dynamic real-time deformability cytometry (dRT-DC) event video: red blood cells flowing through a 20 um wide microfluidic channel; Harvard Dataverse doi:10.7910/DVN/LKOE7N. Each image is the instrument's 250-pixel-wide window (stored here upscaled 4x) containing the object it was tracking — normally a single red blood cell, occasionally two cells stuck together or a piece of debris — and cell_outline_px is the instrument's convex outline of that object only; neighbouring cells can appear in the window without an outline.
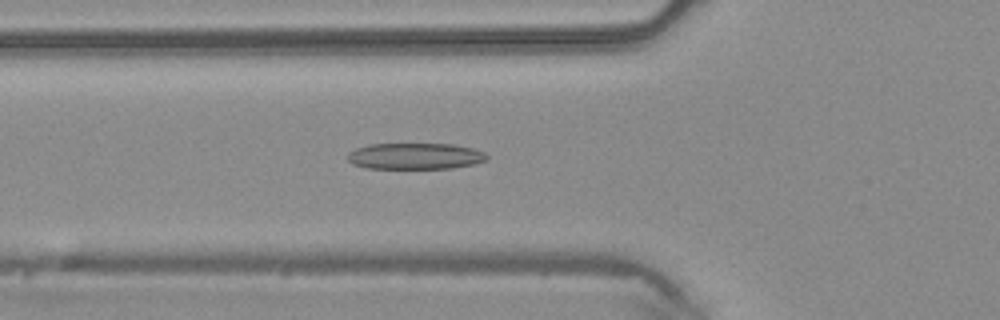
{"species": "common noctule bat (a hibernating species)", "species_latin": "Nyctalus noctula", "temperature_condition": "warm", "stored_images_in_passage": 40, "camera_frame_rate_fps": 3000, "um_per_image_px": 0.085, "animal": {"sex": "male", "body_mass_g": 20.4}, "frame": {"image": 1, "passage_image": 10, "time_ms": 3.0, "image_size_px": [1000, 320], "cell_outline_px": [[488, 160], [472, 164], [452, 168], [364, 168], [352, 164], [348, 160], [348, 152], [356, 148], [368, 144], [452, 144], [472, 148], [484, 152], [488, 156]], "centroid_in_image_um": [35.26, 13.27], "position_along_channel_um": 90.5, "area_um2": 21.33}}
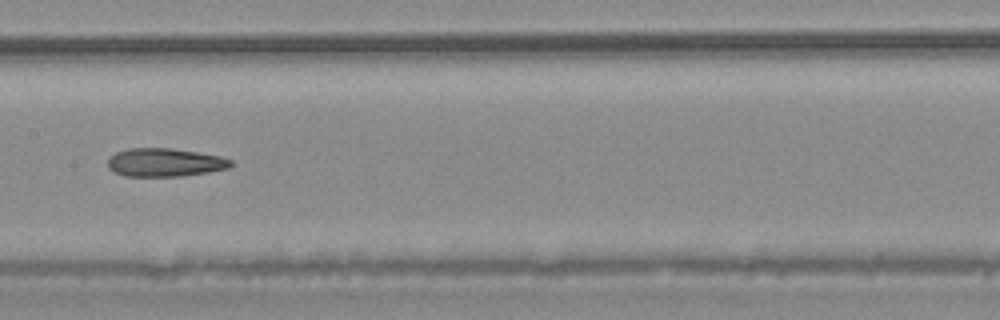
{"frame": {"image": 2, "passage_image": 17, "time_ms": 5.333, "image_size_px": [1000, 320], "cell_outline_px": [[232, 164], [228, 168], [208, 172], [184, 176], [124, 176], [108, 168], [108, 156], [116, 152], [128, 148], [172, 148], [220, 156], [232, 160]], "centroid_in_image_um": [13.99, 13.8], "position_along_channel_um": 193.4, "area_um2": 20.35}}
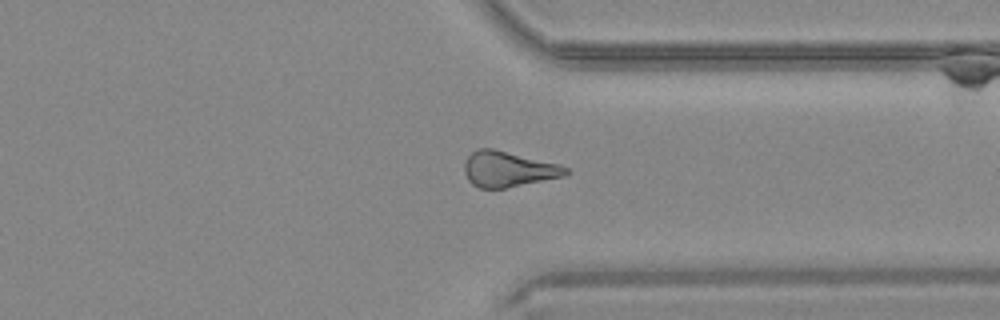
{"frame": {"image": 3, "passage_image": 29, "time_ms": 9.333, "image_size_px": [1000, 320], "cell_outline_px": [[568, 172], [564, 176], [504, 188], [480, 188], [472, 184], [468, 180], [464, 172], [464, 164], [468, 156], [472, 152], [480, 148], [492, 148], [560, 164], [568, 168]], "centroid_in_image_um": [43.18, 14.37], "position_along_channel_um": 368.2, "area_um2": 20.81}}